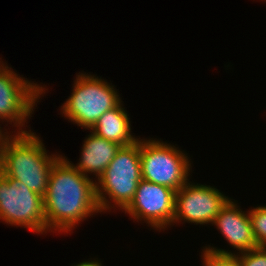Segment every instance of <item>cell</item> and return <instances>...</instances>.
<instances>
[{"mask_svg": "<svg viewBox=\"0 0 266 266\" xmlns=\"http://www.w3.org/2000/svg\"><path fill=\"white\" fill-rule=\"evenodd\" d=\"M65 158L61 156L52 166L43 197L47 231L67 233L88 216L101 213L96 180L82 174Z\"/></svg>", "mask_w": 266, "mask_h": 266, "instance_id": "1", "label": "cell"}, {"mask_svg": "<svg viewBox=\"0 0 266 266\" xmlns=\"http://www.w3.org/2000/svg\"><path fill=\"white\" fill-rule=\"evenodd\" d=\"M9 135L0 151V172L44 197L52 166L62 155L47 154L42 140L31 130Z\"/></svg>", "mask_w": 266, "mask_h": 266, "instance_id": "2", "label": "cell"}, {"mask_svg": "<svg viewBox=\"0 0 266 266\" xmlns=\"http://www.w3.org/2000/svg\"><path fill=\"white\" fill-rule=\"evenodd\" d=\"M141 180L140 140L138 139L130 145L121 146L104 173L98 178L96 196L100 211L111 210L112 207H119L118 209L123 211L132 201ZM107 195L110 200L106 198Z\"/></svg>", "mask_w": 266, "mask_h": 266, "instance_id": "3", "label": "cell"}, {"mask_svg": "<svg viewBox=\"0 0 266 266\" xmlns=\"http://www.w3.org/2000/svg\"><path fill=\"white\" fill-rule=\"evenodd\" d=\"M74 82L61 112L77 126L90 130L106 111L122 102L114 86L104 79L79 72Z\"/></svg>", "mask_w": 266, "mask_h": 266, "instance_id": "4", "label": "cell"}, {"mask_svg": "<svg viewBox=\"0 0 266 266\" xmlns=\"http://www.w3.org/2000/svg\"><path fill=\"white\" fill-rule=\"evenodd\" d=\"M140 162L143 180L175 192L190 180L188 176L192 166L187 154L163 141L141 139Z\"/></svg>", "mask_w": 266, "mask_h": 266, "instance_id": "5", "label": "cell"}, {"mask_svg": "<svg viewBox=\"0 0 266 266\" xmlns=\"http://www.w3.org/2000/svg\"><path fill=\"white\" fill-rule=\"evenodd\" d=\"M0 220L31 232L46 233L43 197L0 172Z\"/></svg>", "mask_w": 266, "mask_h": 266, "instance_id": "6", "label": "cell"}, {"mask_svg": "<svg viewBox=\"0 0 266 266\" xmlns=\"http://www.w3.org/2000/svg\"><path fill=\"white\" fill-rule=\"evenodd\" d=\"M20 77L7 65H0V120L19 127L18 133L29 132L22 130L25 122L34 111L35 102L45 94V87L32 83ZM21 130V131H20Z\"/></svg>", "mask_w": 266, "mask_h": 266, "instance_id": "7", "label": "cell"}, {"mask_svg": "<svg viewBox=\"0 0 266 266\" xmlns=\"http://www.w3.org/2000/svg\"><path fill=\"white\" fill-rule=\"evenodd\" d=\"M230 198L213 186L189 183L175 192L173 223H213Z\"/></svg>", "mask_w": 266, "mask_h": 266, "instance_id": "8", "label": "cell"}, {"mask_svg": "<svg viewBox=\"0 0 266 266\" xmlns=\"http://www.w3.org/2000/svg\"><path fill=\"white\" fill-rule=\"evenodd\" d=\"M175 191L141 180L130 204L123 210L135 220L147 222L157 230L173 224Z\"/></svg>", "mask_w": 266, "mask_h": 266, "instance_id": "9", "label": "cell"}, {"mask_svg": "<svg viewBox=\"0 0 266 266\" xmlns=\"http://www.w3.org/2000/svg\"><path fill=\"white\" fill-rule=\"evenodd\" d=\"M212 225L220 230L227 242L240 252L257 247L249 212H243L231 198L221 208Z\"/></svg>", "mask_w": 266, "mask_h": 266, "instance_id": "10", "label": "cell"}, {"mask_svg": "<svg viewBox=\"0 0 266 266\" xmlns=\"http://www.w3.org/2000/svg\"><path fill=\"white\" fill-rule=\"evenodd\" d=\"M90 135L84 140L81 149L80 162L72 165L85 176L96 175L98 179L113 160L121 145L96 136L90 131Z\"/></svg>", "mask_w": 266, "mask_h": 266, "instance_id": "11", "label": "cell"}, {"mask_svg": "<svg viewBox=\"0 0 266 266\" xmlns=\"http://www.w3.org/2000/svg\"><path fill=\"white\" fill-rule=\"evenodd\" d=\"M122 102L115 108L106 111L90 129L96 136L127 146L138 138L132 136L131 122Z\"/></svg>", "mask_w": 266, "mask_h": 266, "instance_id": "12", "label": "cell"}, {"mask_svg": "<svg viewBox=\"0 0 266 266\" xmlns=\"http://www.w3.org/2000/svg\"><path fill=\"white\" fill-rule=\"evenodd\" d=\"M201 257L204 266H242L235 253L216 247H204Z\"/></svg>", "mask_w": 266, "mask_h": 266, "instance_id": "13", "label": "cell"}, {"mask_svg": "<svg viewBox=\"0 0 266 266\" xmlns=\"http://www.w3.org/2000/svg\"><path fill=\"white\" fill-rule=\"evenodd\" d=\"M248 212L257 247L266 248V206L251 208Z\"/></svg>", "mask_w": 266, "mask_h": 266, "instance_id": "14", "label": "cell"}, {"mask_svg": "<svg viewBox=\"0 0 266 266\" xmlns=\"http://www.w3.org/2000/svg\"><path fill=\"white\" fill-rule=\"evenodd\" d=\"M235 255L242 266H266V248L256 247Z\"/></svg>", "mask_w": 266, "mask_h": 266, "instance_id": "15", "label": "cell"}, {"mask_svg": "<svg viewBox=\"0 0 266 266\" xmlns=\"http://www.w3.org/2000/svg\"><path fill=\"white\" fill-rule=\"evenodd\" d=\"M73 266H102V263L99 260H90V261H83L80 262L77 265H73Z\"/></svg>", "mask_w": 266, "mask_h": 266, "instance_id": "16", "label": "cell"}, {"mask_svg": "<svg viewBox=\"0 0 266 266\" xmlns=\"http://www.w3.org/2000/svg\"><path fill=\"white\" fill-rule=\"evenodd\" d=\"M4 133L2 132L1 127H0V151H1V148L3 146V142H4L5 138L8 136V135H6L7 134L6 132H4Z\"/></svg>", "mask_w": 266, "mask_h": 266, "instance_id": "17", "label": "cell"}]
</instances>
